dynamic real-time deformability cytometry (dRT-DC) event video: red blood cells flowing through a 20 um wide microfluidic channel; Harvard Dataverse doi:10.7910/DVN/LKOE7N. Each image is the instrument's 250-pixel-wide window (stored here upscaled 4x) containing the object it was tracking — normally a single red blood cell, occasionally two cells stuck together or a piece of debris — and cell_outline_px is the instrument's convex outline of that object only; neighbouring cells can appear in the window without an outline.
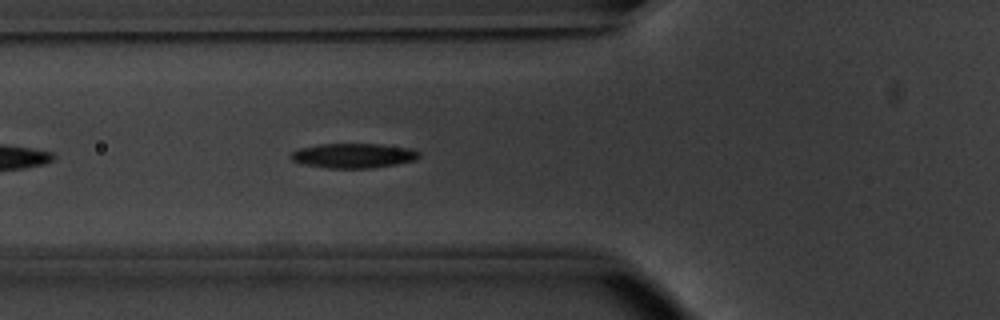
{"species": "common noctule bat (a hibernating species)", "species_latin": "Nyctalus noctula", "temperature_condition": "warm", "stored_images_in_passage": 14, "camera_frame_rate_fps": 3000, "um_per_image_px": 0.085, "animal": {"sex": "male", "body_mass_g": 20.1, "forearm_length_mm": 53.5}, "frame": {"image": 1, "passage_image": 5, "time_ms": 1.333, "image_size_px": [1000, 320], "cell_outline_px": [[420, 156], [416, 160], [396, 164], [372, 168], [328, 168], [304, 164], [292, 160], [288, 156], [292, 152], [300, 148], [320, 144], [380, 144], [412, 148], [420, 152]], "centroid_in_image_um": [30.07, 13.23], "position_along_channel_um": 95.7, "area_um2": 18.5}}
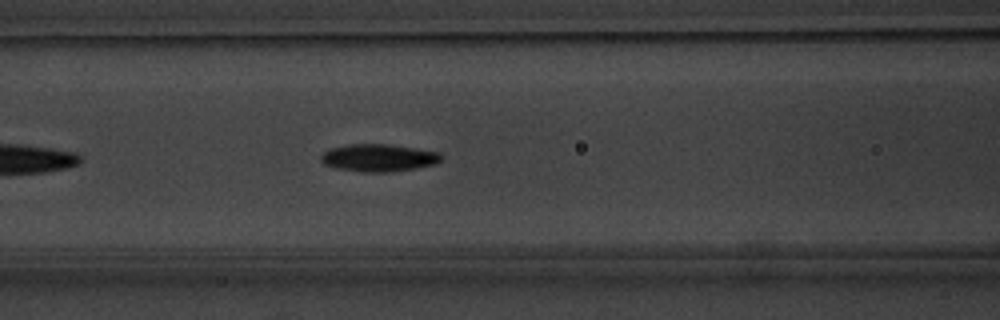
{"frame": {"image": 2, "passage_image": 8, "time_ms": 2.333, "image_size_px": [1000, 320], "cell_outline_px": [[440, 160], [436, 164], [416, 168], [388, 172], [360, 172], [336, 168], [324, 164], [320, 160], [320, 156], [324, 152], [332, 148], [348, 144], [388, 144], [440, 152]], "centroid_in_image_um": [32.16, 13.41], "position_along_channel_um": 134.4, "area_um2": 19.19}}